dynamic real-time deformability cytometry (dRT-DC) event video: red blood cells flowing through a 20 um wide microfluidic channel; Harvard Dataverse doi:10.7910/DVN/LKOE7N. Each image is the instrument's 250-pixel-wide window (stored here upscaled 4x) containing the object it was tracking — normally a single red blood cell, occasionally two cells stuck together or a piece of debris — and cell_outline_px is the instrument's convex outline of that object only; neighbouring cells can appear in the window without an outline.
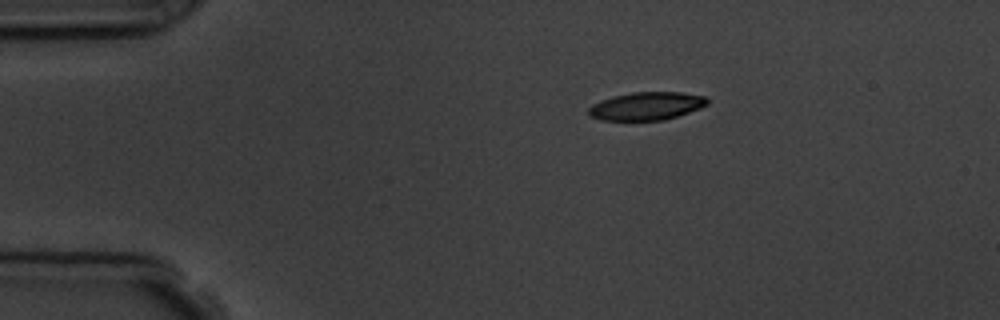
{"species": "common noctule bat (a hibernating species)", "species_latin": "Nyctalus noctula", "temperature_condition": "room temperature", "stored_images_in_passage": 7, "camera_frame_rate_fps": 3000, "um_per_image_px": 0.085, "animal": {"sex": "male", "body_mass_g": 19.5, "forearm_length_mm": 54.6}, "frame": {"image": 1, "passage_image": 1, "time_ms": 0.0, "image_size_px": [1000, 320], "cell_outline_px": [[708, 104], [700, 108], [664, 120], [600, 120], [588, 116], [588, 108], [592, 104], [600, 100], [612, 96], [632, 92], [680, 92], [704, 96], [708, 100]], "centroid_in_image_um": [54.9, 9.01], "position_along_channel_um": 30.1, "area_um2": 19.42}}
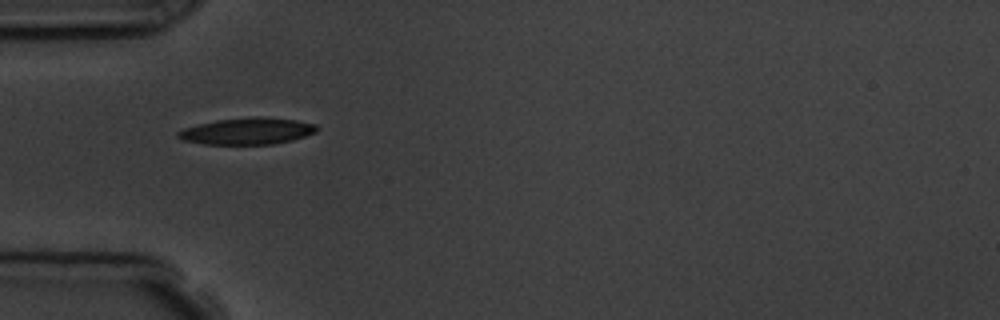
{"frame": {"image": 2, "passage_image": 3, "time_ms": 2.333, "image_size_px": [1000, 320], "cell_outline_px": [[320, 128], [316, 132], [292, 140], [272, 144], [204, 144], [184, 140], [176, 136], [176, 132], [184, 128], [216, 120], [256, 116], [296, 120], [316, 124]], "centroid_in_image_um": [21.04, 11.14], "position_along_channel_um": 64.0, "area_um2": 21.44}}